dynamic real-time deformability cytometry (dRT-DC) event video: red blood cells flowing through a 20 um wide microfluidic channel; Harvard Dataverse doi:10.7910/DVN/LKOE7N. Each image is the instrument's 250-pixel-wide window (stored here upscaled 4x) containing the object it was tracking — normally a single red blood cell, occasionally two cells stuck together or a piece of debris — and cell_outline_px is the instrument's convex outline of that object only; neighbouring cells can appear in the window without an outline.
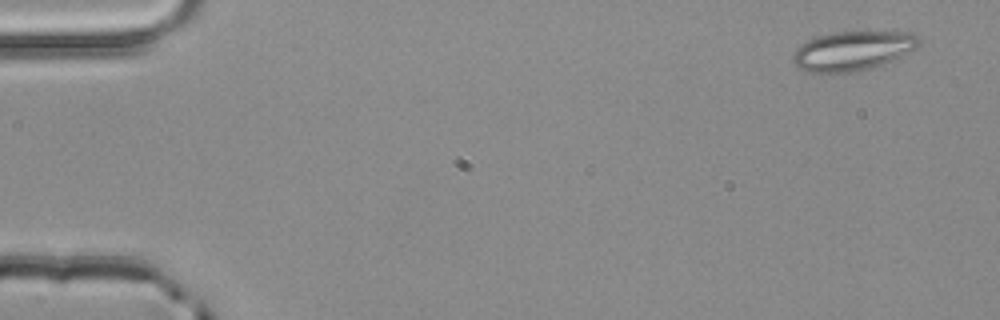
{"species": "common noctule bat (a hibernating species)", "species_latin": "Nyctalus noctula", "temperature_condition": "room temperature", "stored_images_in_passage": 4, "camera_frame_rate_fps": 3000, "um_per_image_px": 0.085, "animal": {"sex": "male", "body_mass_g": 20.4}, "frame": {"image": 1, "passage_image": 1, "time_ms": 0.0, "image_size_px": [1000, 320], "cell_outline_px": [[920, 44], [916, 48], [900, 60], [852, 72], [820, 76], [808, 72], [800, 68], [792, 60], [792, 56], [808, 40], [820, 36], [836, 32], [912, 32], [920, 36]], "centroid_in_image_um": [72.55, 4.36], "position_along_channel_um": 12.4, "area_um2": 29.42}}
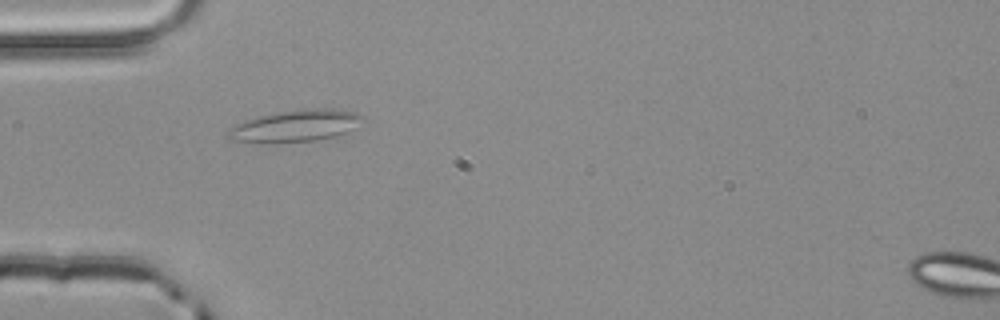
{"frame": {"image": 2, "passage_image": 4, "time_ms": 1.0, "image_size_px": [1000, 320], "cell_outline_px": [[364, 116], [352, 136], [316, 140], [228, 140], [224, 136], [236, 124], [256, 116], [304, 108], [336, 108], [356, 112]], "centroid_in_image_um": [25.33, 10.66], "position_along_channel_um": 59.7, "area_um2": 24.91}}